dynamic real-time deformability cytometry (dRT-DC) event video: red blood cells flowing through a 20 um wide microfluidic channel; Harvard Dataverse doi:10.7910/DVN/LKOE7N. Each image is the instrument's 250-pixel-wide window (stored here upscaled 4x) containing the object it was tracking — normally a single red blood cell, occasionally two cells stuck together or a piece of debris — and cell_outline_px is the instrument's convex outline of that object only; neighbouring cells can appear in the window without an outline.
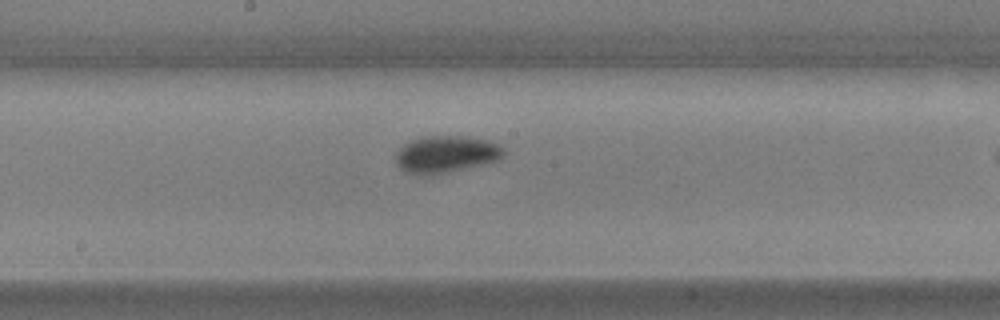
{"species": "common noctule bat (a hibernating species)", "species_latin": "Nyctalus noctula", "temperature_condition": "warm", "stored_images_in_passage": 7, "camera_frame_rate_fps": 3000, "um_per_image_px": 0.085, "animal": {"sex": "male", "body_mass_g": 17.9, "forearm_length_mm": 54.2}, "frame": {"image": 1, "passage_image": 6, "time_ms": 1.667, "image_size_px": [1000, 320], "cell_outline_px": [[508, 152], [504, 156], [496, 160], [484, 164], [432, 176], [420, 176], [404, 172], [396, 164], [396, 152], [404, 144], [412, 140], [424, 136], [464, 136], [488, 140], [504, 148]], "centroid_in_image_um": [37.9, 13.13], "position_along_channel_um": 210.3, "area_um2": 23.64}}